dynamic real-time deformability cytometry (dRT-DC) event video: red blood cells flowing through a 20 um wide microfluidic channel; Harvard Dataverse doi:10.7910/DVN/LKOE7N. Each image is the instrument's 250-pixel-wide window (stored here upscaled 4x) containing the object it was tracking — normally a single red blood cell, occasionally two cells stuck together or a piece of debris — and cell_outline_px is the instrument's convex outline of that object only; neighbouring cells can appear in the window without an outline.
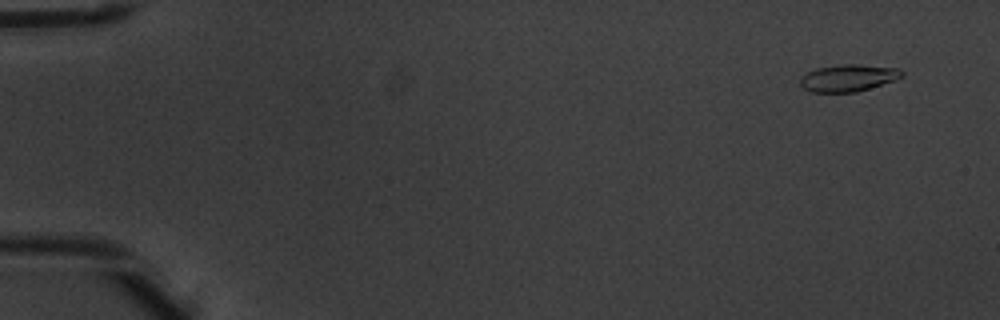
{"species": "common noctule bat (a hibernating species)", "species_latin": "Nyctalus noctula", "temperature_condition": "warm", "stored_images_in_passage": 8, "camera_frame_rate_fps": 3000, "um_per_image_px": 0.085, "animal": {"sex": "male", "body_mass_g": 20.1, "forearm_length_mm": 53.5}, "frame": {"image": 1, "passage_image": 1, "time_ms": 0.0, "image_size_px": [1000, 320], "cell_outline_px": [[904, 76], [896, 80], [856, 92], [812, 92], [804, 88], [800, 84], [800, 76], [816, 68], [844, 64], [860, 64], [900, 68], [904, 72]], "centroid_in_image_um": [72.13, 6.61], "position_along_channel_um": 12.9, "area_um2": 16.13}}
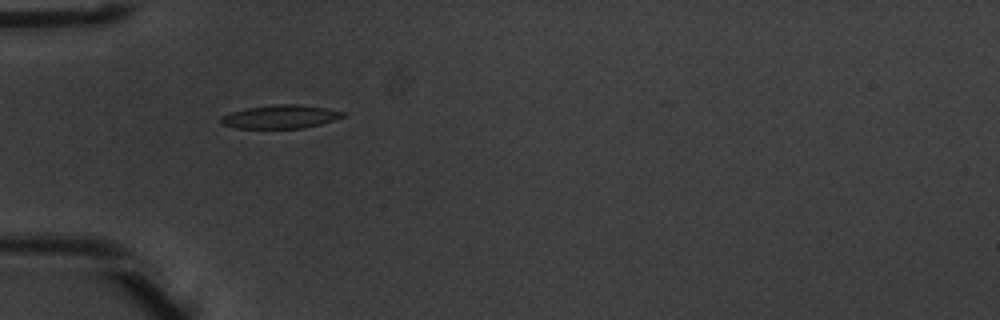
{"frame": {"image": 2, "passage_image": 5, "time_ms": 1.333, "image_size_px": [1000, 320], "cell_outline_px": [[344, 116], [320, 124], [304, 128], [236, 128], [220, 124], [220, 120], [224, 116], [232, 112], [248, 108], [276, 104], [300, 104], [324, 108], [344, 112]], "centroid_in_image_um": [23.82, 9.92], "position_along_channel_um": 61.2, "area_um2": 16.36}}
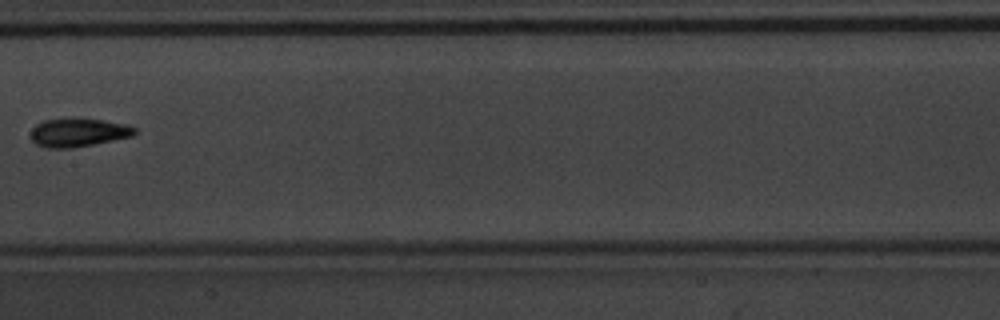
{"frame": {"image": 3, "passage_image": 8, "time_ms": 2.333, "image_size_px": [1000, 320], "cell_outline_px": [[136, 132], [132, 136], [72, 148], [44, 148], [36, 144], [32, 140], [32, 128], [36, 124], [44, 120], [76, 116], [80, 116], [128, 124], [136, 128]], "centroid_in_image_um": [6.65, 11.22], "position_along_channel_um": 200.8, "area_um2": 17.69}}